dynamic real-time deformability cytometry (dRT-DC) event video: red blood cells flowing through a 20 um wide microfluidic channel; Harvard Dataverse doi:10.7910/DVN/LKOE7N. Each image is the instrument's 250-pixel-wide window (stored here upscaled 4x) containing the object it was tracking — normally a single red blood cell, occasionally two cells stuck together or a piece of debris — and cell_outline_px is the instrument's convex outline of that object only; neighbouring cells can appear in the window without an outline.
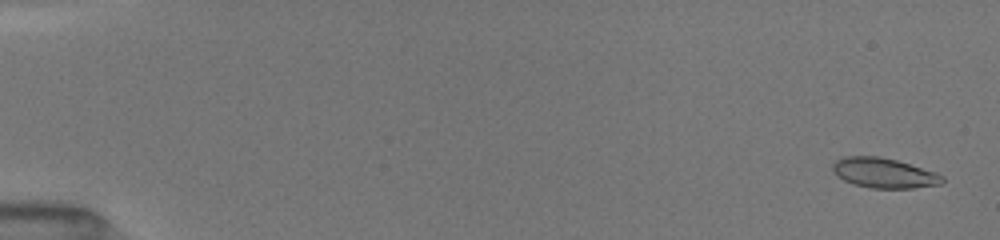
{"species": "common noctule bat (a hibernating species)", "species_latin": "Nyctalus noctula", "temperature_condition": "room temperature", "stored_images_in_passage": 32, "camera_frame_rate_fps": 3000, "um_per_image_px": 0.085, "animal": {"sex": "female", "body_mass_g": 19.5, "forearm_length_mm": 54.1}, "frame": {"image": 1, "passage_image": 2, "time_ms": 0.333, "image_size_px": [1000, 240], "cell_outline_px": [[944, 180], [940, 184], [912, 188], [868, 188], [852, 184], [844, 180], [832, 168], [832, 164], [836, 160], [844, 156], [880, 156], [896, 160], [936, 172], [944, 176]], "centroid_in_image_um": [75.14, 14.7], "position_along_channel_um": 9.9, "area_um2": 19.07}}
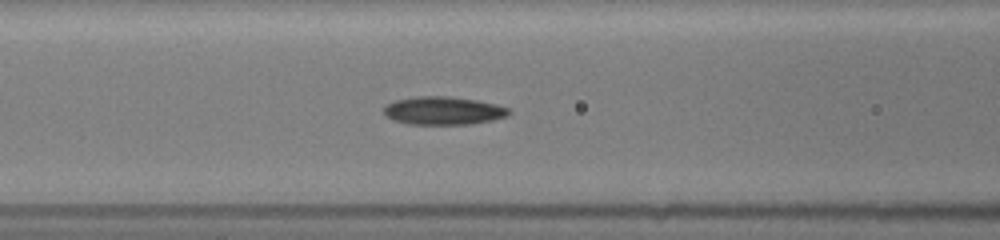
{"frame": {"image": 2, "passage_image": 20, "time_ms": 7.333, "image_size_px": [1000, 240], "cell_outline_px": [[512, 112], [508, 116], [492, 120], [472, 124], [408, 124], [396, 120], [388, 116], [384, 112], [384, 108], [388, 104], [396, 100], [416, 96], [448, 96], [476, 100], [496, 104], [508, 108]], "centroid_in_image_um": [37.73, 9.4], "position_along_channel_um": 128.9, "area_um2": 20.35}}
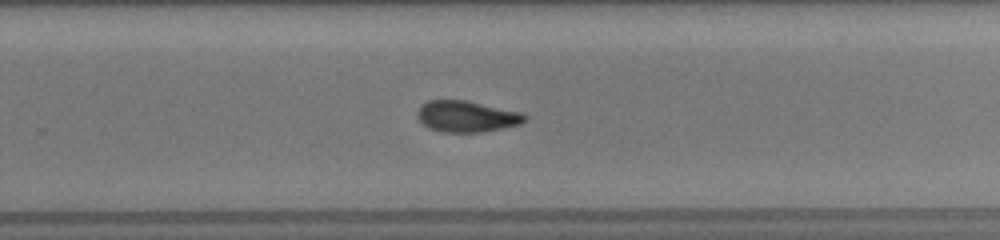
{"frame": {"image": 3, "passage_image": 31, "time_ms": 11.333, "image_size_px": [1000, 240], "cell_outline_px": [[528, 116], [520, 124], [504, 128], [480, 132], [444, 132], [428, 128], [416, 116], [416, 112], [420, 104], [428, 100], [464, 100], [520, 112]], "centroid_in_image_um": [39.62, 9.89], "position_along_channel_um": 290.2, "area_um2": 19.48}}